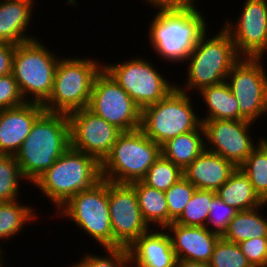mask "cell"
<instances>
[{
  "instance_id": "obj_1",
  "label": "cell",
  "mask_w": 267,
  "mask_h": 267,
  "mask_svg": "<svg viewBox=\"0 0 267 267\" xmlns=\"http://www.w3.org/2000/svg\"><path fill=\"white\" fill-rule=\"evenodd\" d=\"M69 147L68 115L44 111L15 155L25 180L34 183Z\"/></svg>"
},
{
  "instance_id": "obj_2",
  "label": "cell",
  "mask_w": 267,
  "mask_h": 267,
  "mask_svg": "<svg viewBox=\"0 0 267 267\" xmlns=\"http://www.w3.org/2000/svg\"><path fill=\"white\" fill-rule=\"evenodd\" d=\"M101 180V163L70 146L33 184L50 199L57 211L71 197Z\"/></svg>"
},
{
  "instance_id": "obj_3",
  "label": "cell",
  "mask_w": 267,
  "mask_h": 267,
  "mask_svg": "<svg viewBox=\"0 0 267 267\" xmlns=\"http://www.w3.org/2000/svg\"><path fill=\"white\" fill-rule=\"evenodd\" d=\"M205 18L200 10L157 11L148 30L152 48L161 59L184 63L208 30Z\"/></svg>"
},
{
  "instance_id": "obj_4",
  "label": "cell",
  "mask_w": 267,
  "mask_h": 267,
  "mask_svg": "<svg viewBox=\"0 0 267 267\" xmlns=\"http://www.w3.org/2000/svg\"><path fill=\"white\" fill-rule=\"evenodd\" d=\"M206 31L188 56L185 84H176L184 92H199L204 87L226 81L232 67L242 58L236 51L230 34L222 27L213 37ZM187 90V91H186Z\"/></svg>"
},
{
  "instance_id": "obj_5",
  "label": "cell",
  "mask_w": 267,
  "mask_h": 267,
  "mask_svg": "<svg viewBox=\"0 0 267 267\" xmlns=\"http://www.w3.org/2000/svg\"><path fill=\"white\" fill-rule=\"evenodd\" d=\"M94 58L60 57L45 111L70 114L89 105L95 77L103 65Z\"/></svg>"
},
{
  "instance_id": "obj_6",
  "label": "cell",
  "mask_w": 267,
  "mask_h": 267,
  "mask_svg": "<svg viewBox=\"0 0 267 267\" xmlns=\"http://www.w3.org/2000/svg\"><path fill=\"white\" fill-rule=\"evenodd\" d=\"M161 155V146L141 130L122 132L101 163L102 179L120 184L141 181Z\"/></svg>"
},
{
  "instance_id": "obj_7",
  "label": "cell",
  "mask_w": 267,
  "mask_h": 267,
  "mask_svg": "<svg viewBox=\"0 0 267 267\" xmlns=\"http://www.w3.org/2000/svg\"><path fill=\"white\" fill-rule=\"evenodd\" d=\"M38 39L16 45L12 73L25 102L43 104L51 94L60 58Z\"/></svg>"
},
{
  "instance_id": "obj_8",
  "label": "cell",
  "mask_w": 267,
  "mask_h": 267,
  "mask_svg": "<svg viewBox=\"0 0 267 267\" xmlns=\"http://www.w3.org/2000/svg\"><path fill=\"white\" fill-rule=\"evenodd\" d=\"M189 94L175 87L162 100L145 107L140 129L160 146L180 134L196 130L202 122L192 108Z\"/></svg>"
},
{
  "instance_id": "obj_9",
  "label": "cell",
  "mask_w": 267,
  "mask_h": 267,
  "mask_svg": "<svg viewBox=\"0 0 267 267\" xmlns=\"http://www.w3.org/2000/svg\"><path fill=\"white\" fill-rule=\"evenodd\" d=\"M56 214L74 222L77 229L84 230L87 236H92L103 248L113 247L107 180L102 179L92 188L77 193Z\"/></svg>"
},
{
  "instance_id": "obj_10",
  "label": "cell",
  "mask_w": 267,
  "mask_h": 267,
  "mask_svg": "<svg viewBox=\"0 0 267 267\" xmlns=\"http://www.w3.org/2000/svg\"><path fill=\"white\" fill-rule=\"evenodd\" d=\"M136 58V59H135ZM103 68L143 110L156 104L176 87L164 78L149 60L134 57L122 63L104 64Z\"/></svg>"
},
{
  "instance_id": "obj_11",
  "label": "cell",
  "mask_w": 267,
  "mask_h": 267,
  "mask_svg": "<svg viewBox=\"0 0 267 267\" xmlns=\"http://www.w3.org/2000/svg\"><path fill=\"white\" fill-rule=\"evenodd\" d=\"M226 82L238 102L239 120L255 123L267 114V73L261 58L242 57Z\"/></svg>"
},
{
  "instance_id": "obj_12",
  "label": "cell",
  "mask_w": 267,
  "mask_h": 267,
  "mask_svg": "<svg viewBox=\"0 0 267 267\" xmlns=\"http://www.w3.org/2000/svg\"><path fill=\"white\" fill-rule=\"evenodd\" d=\"M88 108L122 132L141 127L142 110L104 68L95 77Z\"/></svg>"
},
{
  "instance_id": "obj_13",
  "label": "cell",
  "mask_w": 267,
  "mask_h": 267,
  "mask_svg": "<svg viewBox=\"0 0 267 267\" xmlns=\"http://www.w3.org/2000/svg\"><path fill=\"white\" fill-rule=\"evenodd\" d=\"M108 205L113 247L128 248L151 228L142 216L135 189L130 184L108 181Z\"/></svg>"
},
{
  "instance_id": "obj_14",
  "label": "cell",
  "mask_w": 267,
  "mask_h": 267,
  "mask_svg": "<svg viewBox=\"0 0 267 267\" xmlns=\"http://www.w3.org/2000/svg\"><path fill=\"white\" fill-rule=\"evenodd\" d=\"M70 146L96 158L100 163L110 154L122 133L115 125L96 115L88 107L68 114Z\"/></svg>"
},
{
  "instance_id": "obj_15",
  "label": "cell",
  "mask_w": 267,
  "mask_h": 267,
  "mask_svg": "<svg viewBox=\"0 0 267 267\" xmlns=\"http://www.w3.org/2000/svg\"><path fill=\"white\" fill-rule=\"evenodd\" d=\"M253 122L247 120H205V149L222 156L239 167L251 154L257 143L249 130ZM209 143V144H208ZM256 143V145H255Z\"/></svg>"
},
{
  "instance_id": "obj_16",
  "label": "cell",
  "mask_w": 267,
  "mask_h": 267,
  "mask_svg": "<svg viewBox=\"0 0 267 267\" xmlns=\"http://www.w3.org/2000/svg\"><path fill=\"white\" fill-rule=\"evenodd\" d=\"M234 24L223 28L230 34L241 57L262 58L267 51V0H246Z\"/></svg>"
},
{
  "instance_id": "obj_17",
  "label": "cell",
  "mask_w": 267,
  "mask_h": 267,
  "mask_svg": "<svg viewBox=\"0 0 267 267\" xmlns=\"http://www.w3.org/2000/svg\"><path fill=\"white\" fill-rule=\"evenodd\" d=\"M44 111L42 104L33 102L0 110V155L15 156Z\"/></svg>"
},
{
  "instance_id": "obj_18",
  "label": "cell",
  "mask_w": 267,
  "mask_h": 267,
  "mask_svg": "<svg viewBox=\"0 0 267 267\" xmlns=\"http://www.w3.org/2000/svg\"><path fill=\"white\" fill-rule=\"evenodd\" d=\"M165 230L171 239L176 258L195 262L209 263L215 244L221 237L206 227L183 226L175 222Z\"/></svg>"
},
{
  "instance_id": "obj_19",
  "label": "cell",
  "mask_w": 267,
  "mask_h": 267,
  "mask_svg": "<svg viewBox=\"0 0 267 267\" xmlns=\"http://www.w3.org/2000/svg\"><path fill=\"white\" fill-rule=\"evenodd\" d=\"M154 229L140 235L128 247L133 267H175L177 258L168 232Z\"/></svg>"
},
{
  "instance_id": "obj_20",
  "label": "cell",
  "mask_w": 267,
  "mask_h": 267,
  "mask_svg": "<svg viewBox=\"0 0 267 267\" xmlns=\"http://www.w3.org/2000/svg\"><path fill=\"white\" fill-rule=\"evenodd\" d=\"M237 167L222 156L204 150L184 170L183 176L196 189L217 191Z\"/></svg>"
},
{
  "instance_id": "obj_21",
  "label": "cell",
  "mask_w": 267,
  "mask_h": 267,
  "mask_svg": "<svg viewBox=\"0 0 267 267\" xmlns=\"http://www.w3.org/2000/svg\"><path fill=\"white\" fill-rule=\"evenodd\" d=\"M34 3V0L0 1V42L18 45L36 39L26 34Z\"/></svg>"
},
{
  "instance_id": "obj_22",
  "label": "cell",
  "mask_w": 267,
  "mask_h": 267,
  "mask_svg": "<svg viewBox=\"0 0 267 267\" xmlns=\"http://www.w3.org/2000/svg\"><path fill=\"white\" fill-rule=\"evenodd\" d=\"M205 131L201 124L196 130L180 134L161 146V154L184 170L205 150Z\"/></svg>"
},
{
  "instance_id": "obj_23",
  "label": "cell",
  "mask_w": 267,
  "mask_h": 267,
  "mask_svg": "<svg viewBox=\"0 0 267 267\" xmlns=\"http://www.w3.org/2000/svg\"><path fill=\"white\" fill-rule=\"evenodd\" d=\"M216 195L237 212L261 207L264 202L255 193L249 178L237 167Z\"/></svg>"
},
{
  "instance_id": "obj_24",
  "label": "cell",
  "mask_w": 267,
  "mask_h": 267,
  "mask_svg": "<svg viewBox=\"0 0 267 267\" xmlns=\"http://www.w3.org/2000/svg\"><path fill=\"white\" fill-rule=\"evenodd\" d=\"M208 113L201 116L205 120H239V105L226 81L204 87L199 92Z\"/></svg>"
},
{
  "instance_id": "obj_25",
  "label": "cell",
  "mask_w": 267,
  "mask_h": 267,
  "mask_svg": "<svg viewBox=\"0 0 267 267\" xmlns=\"http://www.w3.org/2000/svg\"><path fill=\"white\" fill-rule=\"evenodd\" d=\"M130 185L135 189L140 211L148 226L155 225L156 230L169 226L165 192L149 187L142 181H136Z\"/></svg>"
},
{
  "instance_id": "obj_26",
  "label": "cell",
  "mask_w": 267,
  "mask_h": 267,
  "mask_svg": "<svg viewBox=\"0 0 267 267\" xmlns=\"http://www.w3.org/2000/svg\"><path fill=\"white\" fill-rule=\"evenodd\" d=\"M264 206H267V203L261 207L237 212L222 237L236 244L248 239L267 237V218L259 213Z\"/></svg>"
},
{
  "instance_id": "obj_27",
  "label": "cell",
  "mask_w": 267,
  "mask_h": 267,
  "mask_svg": "<svg viewBox=\"0 0 267 267\" xmlns=\"http://www.w3.org/2000/svg\"><path fill=\"white\" fill-rule=\"evenodd\" d=\"M20 202V200L0 202V239H4V242L6 239L11 241L14 235L22 231L27 222L29 224L31 223L29 221H36L38 217L35 208Z\"/></svg>"
},
{
  "instance_id": "obj_28",
  "label": "cell",
  "mask_w": 267,
  "mask_h": 267,
  "mask_svg": "<svg viewBox=\"0 0 267 267\" xmlns=\"http://www.w3.org/2000/svg\"><path fill=\"white\" fill-rule=\"evenodd\" d=\"M249 178L255 193L267 203V139L265 137L239 166Z\"/></svg>"
},
{
  "instance_id": "obj_29",
  "label": "cell",
  "mask_w": 267,
  "mask_h": 267,
  "mask_svg": "<svg viewBox=\"0 0 267 267\" xmlns=\"http://www.w3.org/2000/svg\"><path fill=\"white\" fill-rule=\"evenodd\" d=\"M216 196L215 191L196 189L175 223L183 226L206 227L210 204Z\"/></svg>"
},
{
  "instance_id": "obj_30",
  "label": "cell",
  "mask_w": 267,
  "mask_h": 267,
  "mask_svg": "<svg viewBox=\"0 0 267 267\" xmlns=\"http://www.w3.org/2000/svg\"><path fill=\"white\" fill-rule=\"evenodd\" d=\"M183 177V170L162 154L141 180L145 185L165 192Z\"/></svg>"
},
{
  "instance_id": "obj_31",
  "label": "cell",
  "mask_w": 267,
  "mask_h": 267,
  "mask_svg": "<svg viewBox=\"0 0 267 267\" xmlns=\"http://www.w3.org/2000/svg\"><path fill=\"white\" fill-rule=\"evenodd\" d=\"M22 179L25 180L16 157L0 155V202L19 200Z\"/></svg>"
},
{
  "instance_id": "obj_32",
  "label": "cell",
  "mask_w": 267,
  "mask_h": 267,
  "mask_svg": "<svg viewBox=\"0 0 267 267\" xmlns=\"http://www.w3.org/2000/svg\"><path fill=\"white\" fill-rule=\"evenodd\" d=\"M104 250V256L86 253L80 262L73 263L71 267H133L128 248L106 247Z\"/></svg>"
},
{
  "instance_id": "obj_33",
  "label": "cell",
  "mask_w": 267,
  "mask_h": 267,
  "mask_svg": "<svg viewBox=\"0 0 267 267\" xmlns=\"http://www.w3.org/2000/svg\"><path fill=\"white\" fill-rule=\"evenodd\" d=\"M210 267H252L238 244L225 240L222 236L215 244Z\"/></svg>"
},
{
  "instance_id": "obj_34",
  "label": "cell",
  "mask_w": 267,
  "mask_h": 267,
  "mask_svg": "<svg viewBox=\"0 0 267 267\" xmlns=\"http://www.w3.org/2000/svg\"><path fill=\"white\" fill-rule=\"evenodd\" d=\"M195 190L196 187L183 176L165 191L166 202L168 204L169 225L181 216Z\"/></svg>"
},
{
  "instance_id": "obj_35",
  "label": "cell",
  "mask_w": 267,
  "mask_h": 267,
  "mask_svg": "<svg viewBox=\"0 0 267 267\" xmlns=\"http://www.w3.org/2000/svg\"><path fill=\"white\" fill-rule=\"evenodd\" d=\"M236 213L237 211L234 208L216 196L210 204V212L206 228L222 236Z\"/></svg>"
},
{
  "instance_id": "obj_36",
  "label": "cell",
  "mask_w": 267,
  "mask_h": 267,
  "mask_svg": "<svg viewBox=\"0 0 267 267\" xmlns=\"http://www.w3.org/2000/svg\"><path fill=\"white\" fill-rule=\"evenodd\" d=\"M25 103L13 73L0 76V110L14 108Z\"/></svg>"
},
{
  "instance_id": "obj_37",
  "label": "cell",
  "mask_w": 267,
  "mask_h": 267,
  "mask_svg": "<svg viewBox=\"0 0 267 267\" xmlns=\"http://www.w3.org/2000/svg\"><path fill=\"white\" fill-rule=\"evenodd\" d=\"M250 265H267V237L253 238L238 243Z\"/></svg>"
},
{
  "instance_id": "obj_38",
  "label": "cell",
  "mask_w": 267,
  "mask_h": 267,
  "mask_svg": "<svg viewBox=\"0 0 267 267\" xmlns=\"http://www.w3.org/2000/svg\"><path fill=\"white\" fill-rule=\"evenodd\" d=\"M151 7H156L158 11H196L197 1L195 0H144Z\"/></svg>"
},
{
  "instance_id": "obj_39",
  "label": "cell",
  "mask_w": 267,
  "mask_h": 267,
  "mask_svg": "<svg viewBox=\"0 0 267 267\" xmlns=\"http://www.w3.org/2000/svg\"><path fill=\"white\" fill-rule=\"evenodd\" d=\"M15 47L16 45L0 42V76L12 73Z\"/></svg>"
},
{
  "instance_id": "obj_40",
  "label": "cell",
  "mask_w": 267,
  "mask_h": 267,
  "mask_svg": "<svg viewBox=\"0 0 267 267\" xmlns=\"http://www.w3.org/2000/svg\"><path fill=\"white\" fill-rule=\"evenodd\" d=\"M175 267H210L209 263L177 259Z\"/></svg>"
},
{
  "instance_id": "obj_41",
  "label": "cell",
  "mask_w": 267,
  "mask_h": 267,
  "mask_svg": "<svg viewBox=\"0 0 267 267\" xmlns=\"http://www.w3.org/2000/svg\"><path fill=\"white\" fill-rule=\"evenodd\" d=\"M1 247H0V267H6V265H5V262L3 261L4 259H3V257L4 256H2L4 253V251H2L3 249H2V245H0ZM4 262V263H3ZM3 263V264H2Z\"/></svg>"
},
{
  "instance_id": "obj_42",
  "label": "cell",
  "mask_w": 267,
  "mask_h": 267,
  "mask_svg": "<svg viewBox=\"0 0 267 267\" xmlns=\"http://www.w3.org/2000/svg\"><path fill=\"white\" fill-rule=\"evenodd\" d=\"M253 267H267V265H263V266H253Z\"/></svg>"
}]
</instances>
